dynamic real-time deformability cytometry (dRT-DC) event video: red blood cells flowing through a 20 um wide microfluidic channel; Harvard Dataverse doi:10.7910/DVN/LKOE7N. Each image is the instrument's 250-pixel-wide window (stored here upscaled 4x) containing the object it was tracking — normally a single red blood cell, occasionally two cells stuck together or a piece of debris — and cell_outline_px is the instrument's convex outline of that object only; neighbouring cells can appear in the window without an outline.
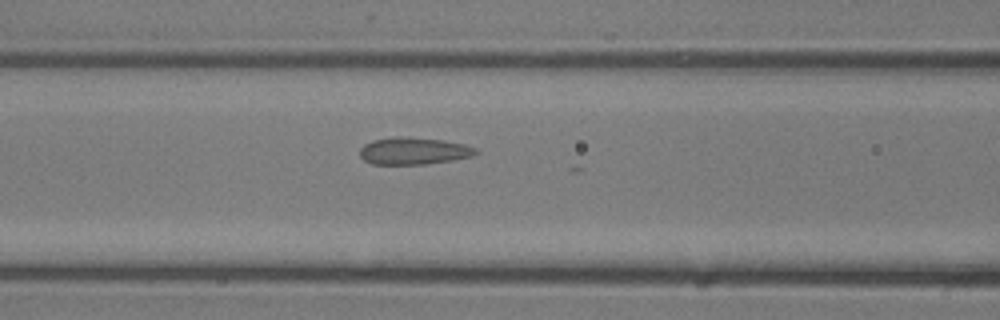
{"species": "common noctule bat (a hibernating species)", "species_latin": "Nyctalus noctula", "temperature_condition": "room temperature", "stored_images_in_passage": 9, "camera_frame_rate_fps": 3000, "um_per_image_px": 0.085, "animal": {"sex": "male", "body_mass_g": 13.3}, "frame": {"image": 1, "passage_image": 5, "time_ms": 1.333, "image_size_px": [1000, 320], "cell_outline_px": [[480, 152], [472, 156], [452, 160], [424, 164], [372, 164], [364, 160], [360, 156], [360, 148], [364, 144], [372, 140], [396, 136], [400, 136], [444, 140], [464, 144], [476, 148]], "centroid_in_image_um": [35.16, 12.82], "position_along_channel_um": 131.4, "area_um2": 18.38}}